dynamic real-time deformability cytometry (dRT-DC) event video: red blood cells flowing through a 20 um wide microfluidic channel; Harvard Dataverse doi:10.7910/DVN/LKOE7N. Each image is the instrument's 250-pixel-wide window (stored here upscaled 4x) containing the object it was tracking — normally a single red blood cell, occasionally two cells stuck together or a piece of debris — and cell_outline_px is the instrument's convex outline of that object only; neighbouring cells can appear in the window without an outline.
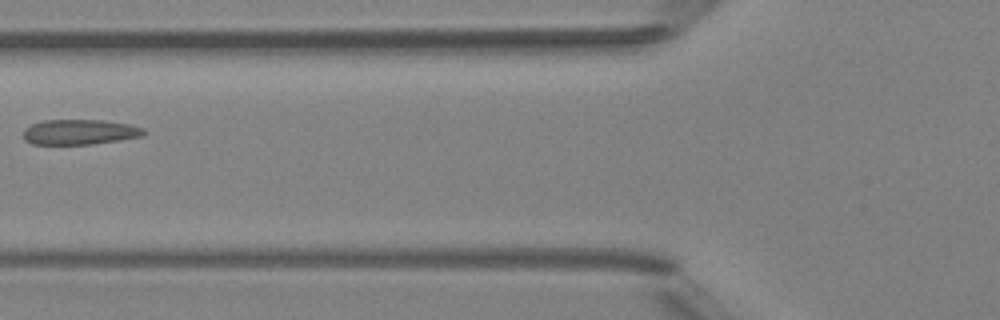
{"species": "Egyptian fruit bat (a non-hibernating species)", "species_latin": "Rousettus aegyptiacus", "temperature_condition": "room temperature", "stored_images_in_passage": 7, "camera_frame_rate_fps": 3000, "um_per_image_px": 0.085, "animal": {"sex": "female"}, "frame": {"image": 1, "passage_image": 6, "time_ms": 5.667, "image_size_px": [1000, 320], "cell_outline_px": [[148, 132], [144, 136], [92, 144], [32, 144], [24, 140], [24, 128], [32, 124], [44, 120], [100, 120], [128, 124], [144, 128]], "centroid_in_image_um": [6.79, 11.22], "position_along_channel_um": 119.0, "area_um2": 17.69}}
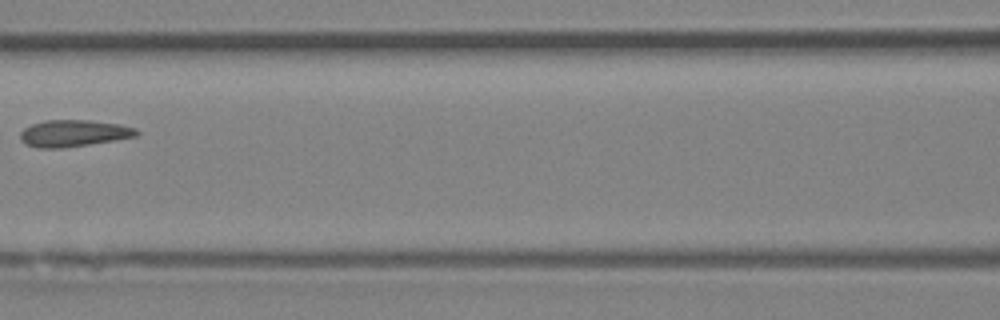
{"frame": {"image": 2, "passage_image": 7, "time_ms": 6.667, "image_size_px": [1000, 320], "cell_outline_px": [[140, 132], [136, 136], [64, 148], [40, 148], [24, 144], [20, 140], [20, 132], [24, 128], [32, 124], [44, 120], [88, 120], [120, 124], [136, 128]], "centroid_in_image_um": [6.22, 11.32], "position_along_channel_um": 160.4, "area_um2": 18.09}}